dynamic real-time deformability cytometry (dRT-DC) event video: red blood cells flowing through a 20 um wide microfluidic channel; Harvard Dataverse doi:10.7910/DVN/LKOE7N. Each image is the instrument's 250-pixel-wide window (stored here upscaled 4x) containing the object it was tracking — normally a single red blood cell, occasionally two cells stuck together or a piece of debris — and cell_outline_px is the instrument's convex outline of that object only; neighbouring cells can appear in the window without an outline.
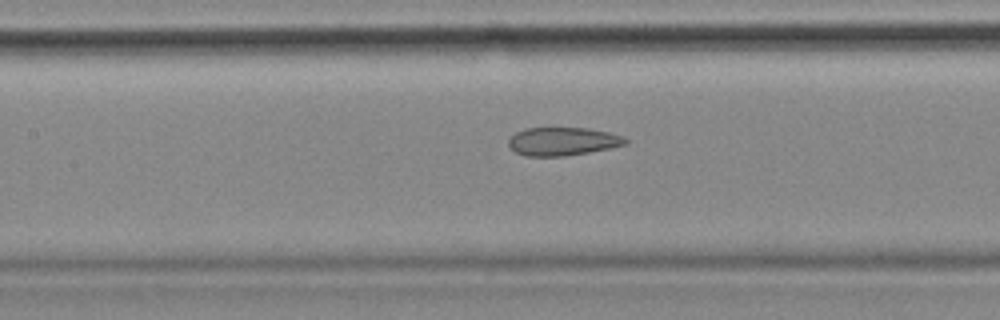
{"species": "common noctule bat (a hibernating species)", "species_latin": "Nyctalus noctula", "temperature_condition": "cold", "stored_images_in_passage": 56, "camera_frame_rate_fps": 3000, "um_per_image_px": 0.085, "animal": {"sex": "female", "body_mass_g": 18.4}, "frame": {"image": 1, "passage_image": 25, "time_ms": 8.0, "image_size_px": [1000, 320], "cell_outline_px": [[628, 144], [588, 152], [564, 156], [524, 156], [516, 152], [508, 144], [508, 140], [516, 132], [524, 128], [588, 128], [608, 132], [624, 136], [628, 140]], "centroid_in_image_um": [47.83, 12.01], "position_along_channel_um": 159.6, "area_um2": 19.19}, "authors_computed_cell_mechanics": {"area_um2": 21.4149, "velocity_mm_per_s": 3.5451, "shape_relaxation_time_tau1_ms": null, "shape_relaxation_time_tau2_ms": 2.1818, "deformation_change_tau1": null, "deformation_change_tau2": 0.1002}}